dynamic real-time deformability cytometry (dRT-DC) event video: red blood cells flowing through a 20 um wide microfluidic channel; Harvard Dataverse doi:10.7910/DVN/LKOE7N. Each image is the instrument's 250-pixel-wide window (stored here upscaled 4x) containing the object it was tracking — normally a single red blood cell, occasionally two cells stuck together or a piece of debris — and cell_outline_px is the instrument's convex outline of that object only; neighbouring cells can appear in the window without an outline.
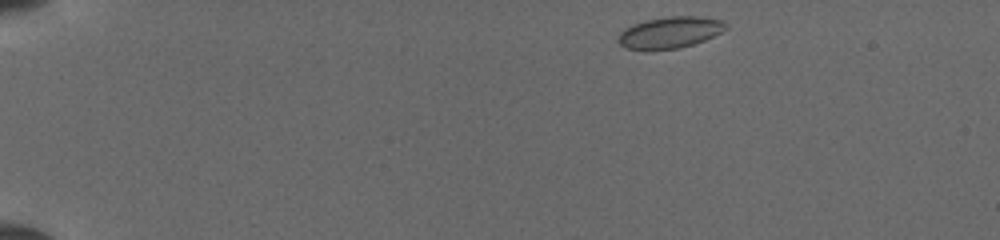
{"species": "common noctule bat (a hibernating species)", "species_latin": "Nyctalus noctula", "temperature_condition": "cold", "stored_images_in_passage": 43, "camera_frame_rate_fps": 3000, "um_per_image_px": 0.085, "animal": {"sex": "female", "body_mass_g": 19.5, "forearm_length_mm": 54.1}, "frame": {"image": 1, "passage_image": 1, "time_ms": 0.0, "image_size_px": [1000, 240], "cell_outline_px": [[728, 28], [704, 40], [680, 48], [644, 52], [628, 48], [620, 44], [620, 32], [624, 28], [632, 24], [648, 20], [668, 16], [696, 16], [720, 20]], "centroid_in_image_um": [56.89, 2.78], "position_along_channel_um": 28.1, "area_um2": 19.71}}
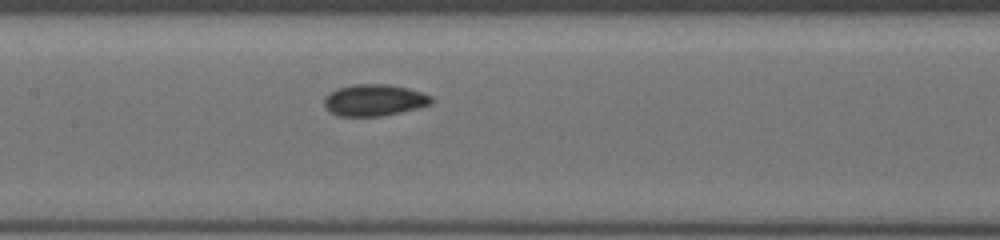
{"frame": {"image": 2, "passage_image": 19, "time_ms": 6.0, "image_size_px": [1000, 240], "cell_outline_px": [[432, 104], [400, 112], [380, 116], [340, 116], [332, 112], [324, 104], [324, 96], [328, 92], [352, 84], [388, 84], [408, 88], [432, 96]], "centroid_in_image_um": [31.81, 8.5], "position_along_channel_um": 175.6, "area_um2": 19.59}}
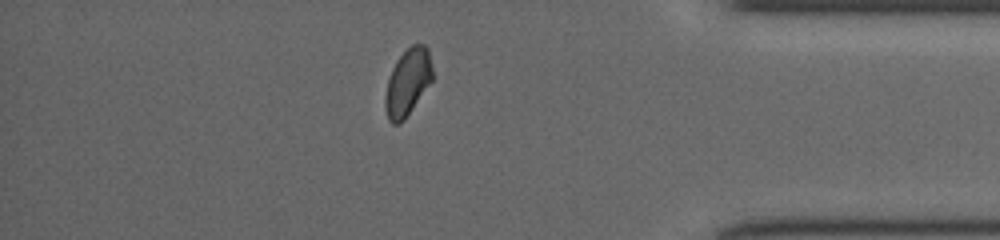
{"frame": {"image": 3, "passage_image": 37, "time_ms": 12.0, "image_size_px": [1000, 240], "cell_outline_px": [[432, 80], [404, 120], [400, 124], [392, 124], [388, 120], [384, 104], [384, 96], [388, 76], [396, 60], [412, 44], [424, 44], [428, 48], [432, 68]], "centroid_in_image_um": [34.62, 7.0], "position_along_channel_um": 400.6, "area_um2": 18.44}}